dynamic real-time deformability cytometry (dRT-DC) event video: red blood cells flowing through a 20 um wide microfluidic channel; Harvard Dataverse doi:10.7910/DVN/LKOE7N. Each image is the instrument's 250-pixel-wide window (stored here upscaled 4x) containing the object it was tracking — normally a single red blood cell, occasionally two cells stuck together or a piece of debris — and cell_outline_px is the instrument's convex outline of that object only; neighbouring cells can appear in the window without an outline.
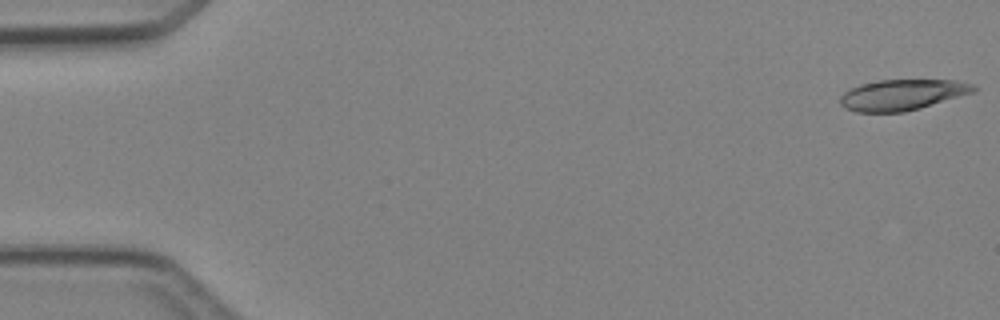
{"species": "Egyptian fruit bat (a non-hibernating species)", "species_latin": "Rousettus aegyptiacus", "temperature_condition": "cold", "stored_images_in_passage": 4, "camera_frame_rate_fps": 3000, "um_per_image_px": 0.085, "animal": {"sex": "female"}, "frame": {"image": 1, "passage_image": 1, "time_ms": 0.0, "image_size_px": [1000, 320], "cell_outline_px": [[976, 92], [920, 108], [904, 112], [856, 112], [844, 108], [840, 104], [840, 96], [844, 92], [860, 84], [876, 80], [956, 80], [972, 84], [976, 88]], "centroid_in_image_um": [76.69, 8.06], "position_along_channel_um": 8.3, "area_um2": 24.04}}
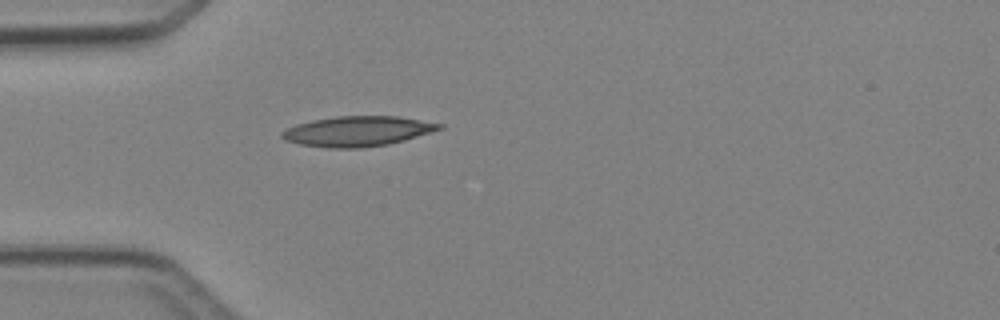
{"frame": {"image": 2, "passage_image": 4, "time_ms": 4.333, "image_size_px": [1000, 320], "cell_outline_px": [[444, 128], [432, 132], [404, 140], [388, 144], [360, 148], [328, 148], [300, 144], [284, 140], [280, 136], [280, 132], [296, 124], [312, 120], [336, 116], [396, 116], [444, 124]], "centroid_in_image_um": [30.38, 11.15], "position_along_channel_um": 54.6, "area_um2": 27.63}}